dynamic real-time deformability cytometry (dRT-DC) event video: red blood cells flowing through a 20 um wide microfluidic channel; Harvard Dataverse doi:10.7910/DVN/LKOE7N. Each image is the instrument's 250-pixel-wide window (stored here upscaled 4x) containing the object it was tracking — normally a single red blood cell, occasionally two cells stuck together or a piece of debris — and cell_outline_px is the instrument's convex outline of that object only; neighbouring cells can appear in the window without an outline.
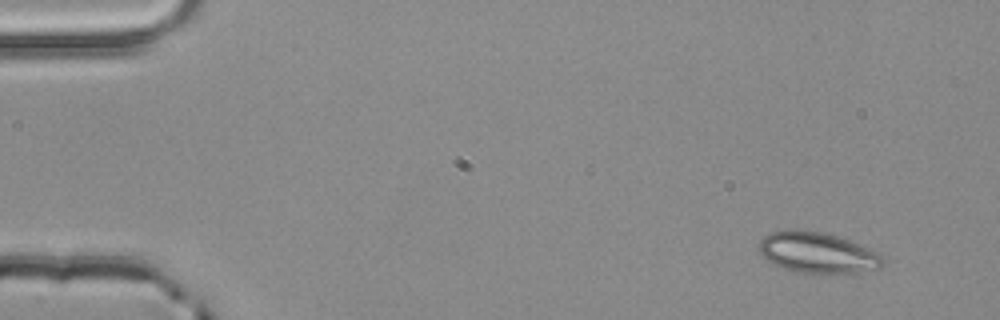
{"species": "common noctule bat (a hibernating species)", "species_latin": "Nyctalus noctula", "temperature_condition": "room temperature", "stored_images_in_passage": 4, "camera_frame_rate_fps": 3000, "um_per_image_px": 0.085, "animal": {"sex": "male", "body_mass_g": 20.4}, "frame": {"image": 1, "passage_image": 1, "time_ms": 0.0, "image_size_px": [1000, 320], "cell_outline_px": [[884, 264], [880, 268], [860, 276], [796, 272], [772, 264], [760, 252], [760, 240], [764, 236], [772, 232], [784, 228], [792, 228], [824, 232], [848, 240], [876, 252], [884, 260]], "centroid_in_image_um": [69.54, 21.52], "position_along_channel_um": 15.5, "area_um2": 30.35}}